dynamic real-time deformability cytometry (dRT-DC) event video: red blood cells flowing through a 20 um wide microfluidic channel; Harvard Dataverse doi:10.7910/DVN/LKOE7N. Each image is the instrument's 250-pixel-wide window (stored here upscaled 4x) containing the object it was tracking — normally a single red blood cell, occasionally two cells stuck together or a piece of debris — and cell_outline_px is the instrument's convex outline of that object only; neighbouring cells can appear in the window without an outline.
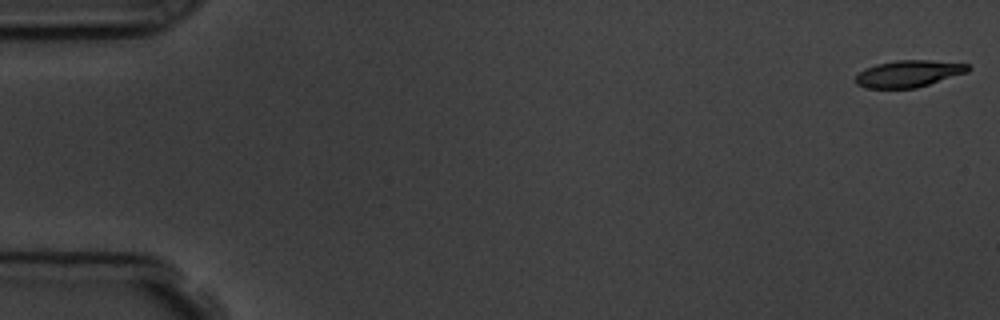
{"species": "common noctule bat (a hibernating species)", "species_latin": "Nyctalus noctula", "temperature_condition": "room temperature", "stored_images_in_passage": 16, "camera_frame_rate_fps": 3000, "um_per_image_px": 0.085, "animal": {"sex": "male", "body_mass_g": 19.5, "forearm_length_mm": 54.6}, "frame": {"image": 1, "passage_image": 1, "time_ms": 0.0, "image_size_px": [1000, 320], "cell_outline_px": [[972, 68], [968, 72], [916, 88], [864, 88], [856, 84], [856, 76], [864, 68], [876, 64], [896, 60], [928, 60], [968, 64]], "centroid_in_image_um": [77.22, 6.26], "position_along_channel_um": 7.8, "area_um2": 17.57}}
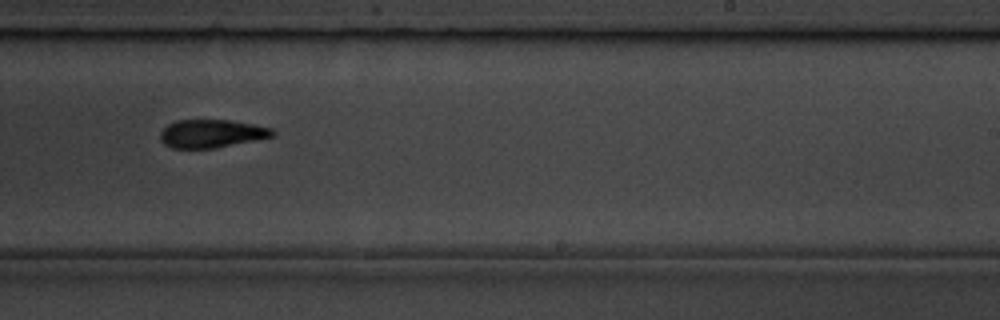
{"frame": {"image": 2, "passage_image": 10, "time_ms": 11.0, "image_size_px": [1000, 320], "cell_outline_px": [[276, 136], [216, 148], [172, 148], [164, 144], [160, 140], [160, 132], [168, 124], [176, 120], [228, 120], [252, 124], [272, 128], [276, 132]], "centroid_in_image_um": [17.99, 11.36], "position_along_channel_um": 271.0, "area_um2": 18.5}}
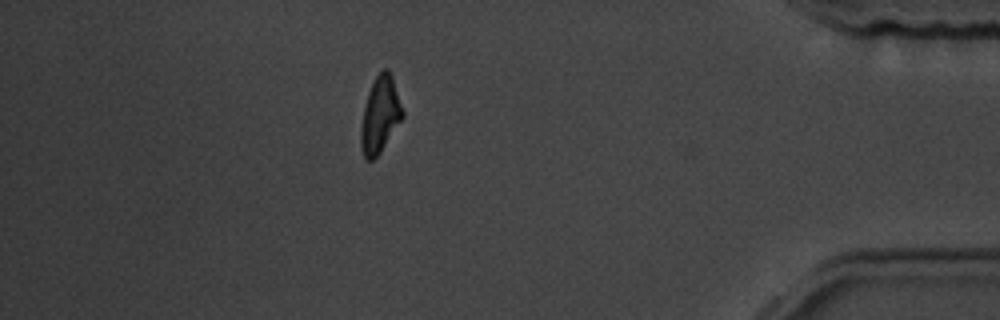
{"frame": {"image": 3, "passage_image": 14, "time_ms": 15.667, "image_size_px": [1000, 320], "cell_outline_px": [[404, 116], [380, 152], [372, 160], [368, 160], [364, 156], [360, 144], [360, 128], [364, 108], [368, 92], [376, 76], [384, 68], [388, 68], [392, 76], [404, 112]], "centroid_in_image_um": [32.31, 9.75], "position_along_channel_um": 402.9, "area_um2": 18.26}, "authors_computed_cell_mechanics": {"area_um2": 18.6116, "velocity_mm_per_s": 3.7463, "shape_relaxation_time_tau1_ms": 4.415, "shape_relaxation_time_tau2_ms": 4.4199, "deformation_change_tau1": 0.1122, "deformation_change_tau2": 0.1198}}